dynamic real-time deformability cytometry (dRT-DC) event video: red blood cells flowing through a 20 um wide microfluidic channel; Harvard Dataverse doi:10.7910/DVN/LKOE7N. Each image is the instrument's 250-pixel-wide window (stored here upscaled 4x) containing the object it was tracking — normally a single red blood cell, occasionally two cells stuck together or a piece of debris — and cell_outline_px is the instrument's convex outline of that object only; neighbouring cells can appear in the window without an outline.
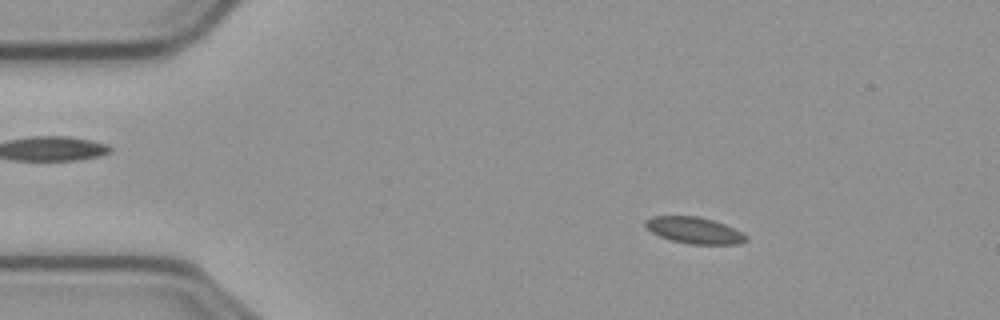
{"species": "common noctule bat (a hibernating species)", "species_latin": "Nyctalus noctula", "temperature_condition": "cold", "stored_images_in_passage": 49, "camera_frame_rate_fps": 3000, "um_per_image_px": 0.085, "animal": {"sex": "male", "body_mass_g": 23.1, "forearm_length_mm": 52.7}, "frame": {"image": 1, "passage_image": 1, "time_ms": 0.0, "image_size_px": [1000, 320], "cell_outline_px": [[748, 240], [740, 244], [688, 244], [672, 240], [660, 236], [652, 232], [644, 224], [644, 220], [652, 216], [696, 216], [712, 220], [724, 224], [748, 236]], "centroid_in_image_um": [59.01, 19.58], "position_along_channel_um": 26.0, "area_um2": 15.37}}
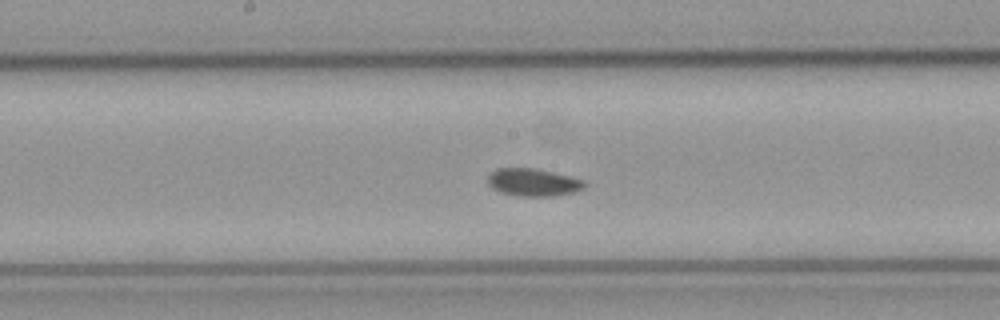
{"frame": {"image": 2, "passage_image": 21, "time_ms": 6.667, "image_size_px": [1000, 320], "cell_outline_px": [[588, 184], [584, 188], [572, 192], [552, 196], [520, 196], [500, 192], [492, 188], [488, 184], [488, 176], [496, 168], [536, 168], [584, 180]], "centroid_in_image_um": [45.31, 15.49], "position_along_channel_um": 202.9, "area_um2": 15.49}}
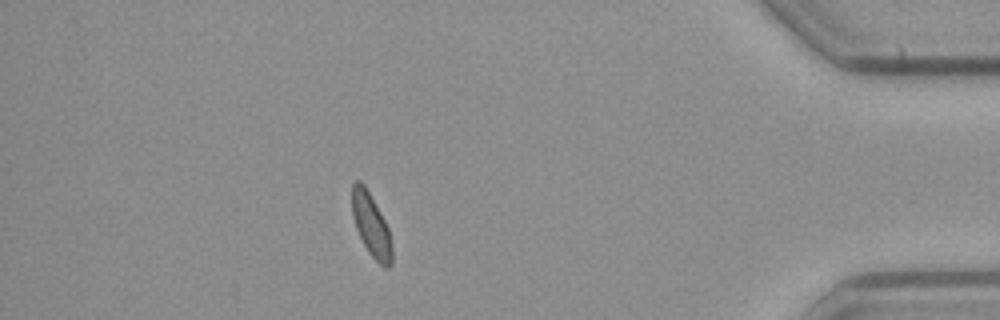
{"frame": {"image": 3, "passage_image": 42, "time_ms": 13.667, "image_size_px": [1000, 320], "cell_outline_px": [[392, 264], [388, 268], [384, 268], [368, 252], [356, 228], [352, 216], [352, 184], [356, 180], [360, 180], [364, 184], [384, 220], [388, 228], [392, 244]], "centroid_in_image_um": [31.55, 19.15], "position_along_channel_um": 403.7, "area_um2": 14.51}, "authors_computed_cell_mechanics": {"area_um2": 15.1436, "velocity_mm_per_s": 3.5893, "shape_relaxation_time_tau1_ms": 6.5297, "shape_relaxation_time_tau2_ms": null, "deformation_change_tau1": 0.0771, "deformation_change_tau2": null}}